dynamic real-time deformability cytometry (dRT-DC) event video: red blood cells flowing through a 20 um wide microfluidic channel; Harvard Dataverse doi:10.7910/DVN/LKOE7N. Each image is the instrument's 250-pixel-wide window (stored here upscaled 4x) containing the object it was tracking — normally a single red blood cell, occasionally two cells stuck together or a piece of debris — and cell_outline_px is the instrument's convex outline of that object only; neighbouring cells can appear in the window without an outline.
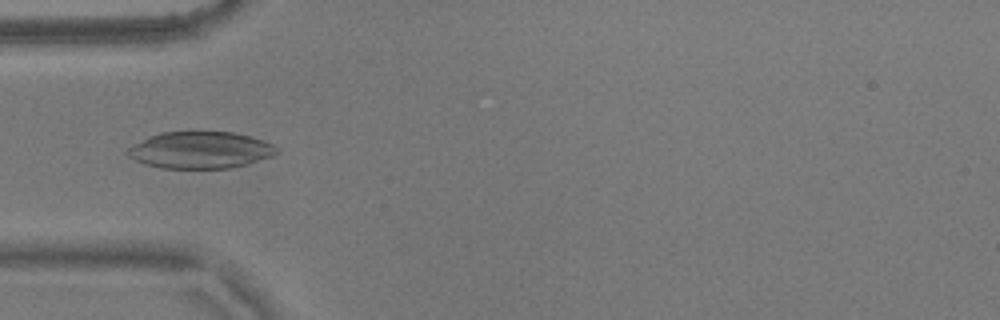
{"species": "common noctule bat (a hibernating species)", "species_latin": "Nyctalus noctula", "temperature_condition": "warm", "stored_images_in_passage": 54, "camera_frame_rate_fps": 3000, "um_per_image_px": 0.085, "animal": {"sex": "male", "body_mass_g": 17.9}, "frame": {"image": 1, "passage_image": 16, "time_ms": 5.0, "image_size_px": [1000, 320], "cell_outline_px": [[280, 152], [272, 156], [248, 164], [228, 168], [160, 168], [136, 160], [128, 156], [128, 148], [148, 136], [160, 132], [232, 132], [264, 140], [272, 144]], "centroid_in_image_um": [17.05, 12.75], "position_along_channel_um": 68.0, "area_um2": 31.73}}
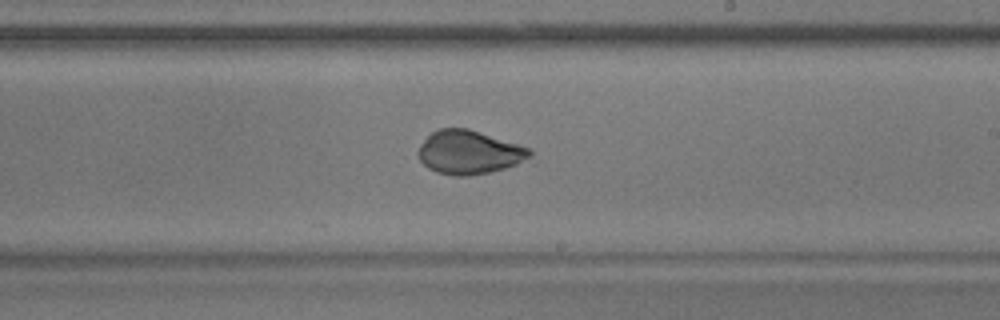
{"frame": {"image": 2, "passage_image": 31, "time_ms": 10.0, "image_size_px": [1000, 320], "cell_outline_px": [[532, 156], [516, 164], [504, 168], [488, 172], [468, 176], [452, 176], [436, 172], [428, 168], [420, 160], [416, 152], [420, 144], [432, 132], [440, 128], [468, 128], [528, 148], [532, 152]], "centroid_in_image_um": [39.82, 12.95], "position_along_channel_um": 249.2, "area_um2": 28.15}}
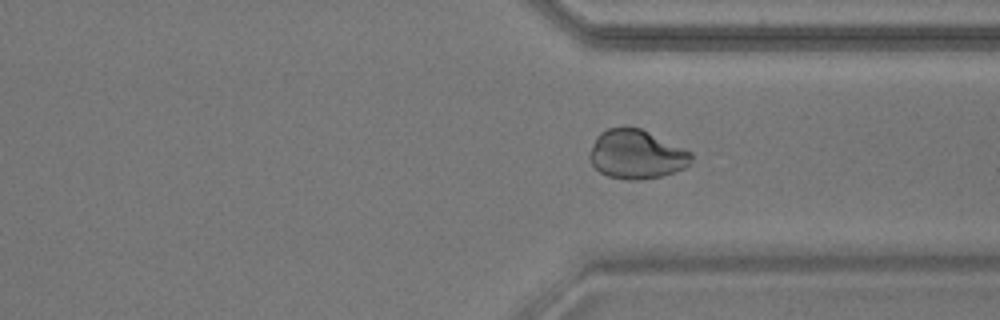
{"frame": {"image": 3, "passage_image": 40, "time_ms": 13.0, "image_size_px": [1000, 320], "cell_outline_px": [[692, 160], [684, 168], [660, 176], [640, 180], [628, 180], [608, 176], [600, 172], [592, 164], [588, 156], [596, 136], [600, 132], [608, 128], [640, 128], [692, 152]], "centroid_in_image_um": [54.07, 13.13], "position_along_channel_um": 357.3, "area_um2": 28.73}, "authors_computed_cell_mechanics": {"area_um2": 29.7381, "velocity_mm_per_s": 3.6006, "shape_relaxation_time_tau1_ms": 6.0, "shape_relaxation_time_tau2_ms": null, "deformation_change_tau1": 0.2139, "deformation_change_tau2": null}}